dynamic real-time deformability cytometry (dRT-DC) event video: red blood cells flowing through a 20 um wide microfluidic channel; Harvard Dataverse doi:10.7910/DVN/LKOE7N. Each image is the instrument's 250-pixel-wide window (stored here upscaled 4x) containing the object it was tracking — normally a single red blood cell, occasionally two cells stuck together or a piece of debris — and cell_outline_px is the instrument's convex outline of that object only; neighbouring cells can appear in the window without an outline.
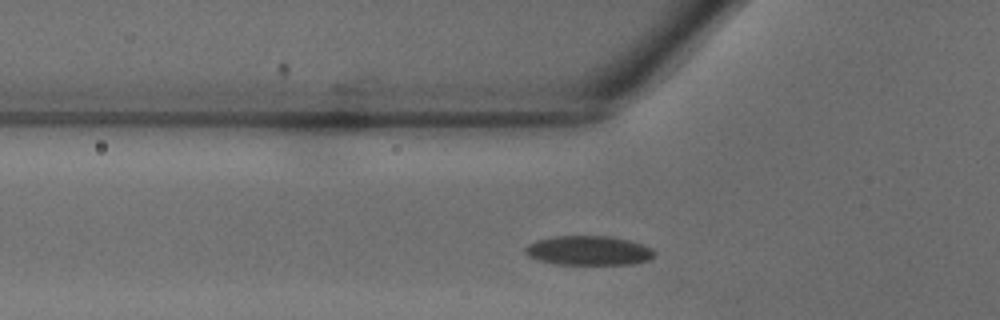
{"species": "common noctule bat (a hibernating species)", "species_latin": "Nyctalus noctula", "temperature_condition": "warm", "stored_images_in_passage": 29, "camera_frame_rate_fps": 3000, "um_per_image_px": 0.085, "animal": {"sex": "male", "body_mass_g": 18.8}, "frame": {"image": 1, "passage_image": 6, "time_ms": 1.667, "image_size_px": [1000, 320], "cell_outline_px": [[656, 252], [648, 260], [632, 264], [556, 264], [536, 260], [528, 256], [524, 252], [524, 248], [528, 244], [536, 240], [552, 236], [608, 236], [632, 240], [644, 244], [652, 248]], "centroid_in_image_um": [50.02, 21.29], "position_along_channel_um": 75.8, "area_um2": 22.37}}
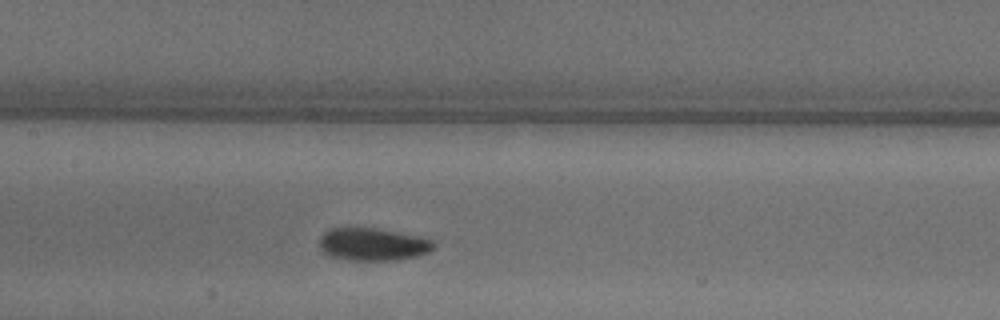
{"frame": {"image": 2, "passage_image": 12, "time_ms": 3.667, "image_size_px": [1000, 320], "cell_outline_px": [[436, 248], [428, 252], [416, 256], [396, 260], [348, 260], [332, 256], [324, 252], [320, 248], [320, 236], [328, 228], [372, 228], [396, 232], [416, 236], [432, 240], [436, 244]], "centroid_in_image_um": [31.68, 20.77], "position_along_channel_um": 175.7, "area_um2": 21.56}}
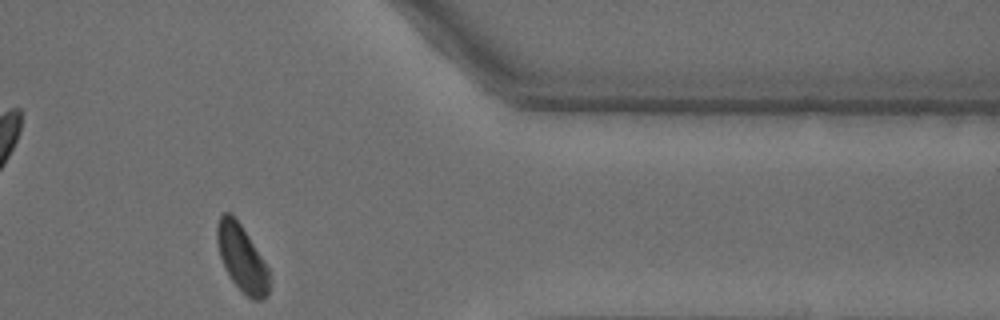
{"frame": {"image": 3, "passage_image": 26, "time_ms": 8.333, "image_size_px": [1000, 320], "cell_outline_px": [[272, 272], [268, 296], [264, 300], [256, 300], [248, 296], [228, 276], [220, 256], [216, 240], [216, 224], [220, 216], [224, 212], [232, 212]], "centroid_in_image_um": [20.58, 21.95], "position_along_channel_um": 390.8, "area_um2": 20.52}}